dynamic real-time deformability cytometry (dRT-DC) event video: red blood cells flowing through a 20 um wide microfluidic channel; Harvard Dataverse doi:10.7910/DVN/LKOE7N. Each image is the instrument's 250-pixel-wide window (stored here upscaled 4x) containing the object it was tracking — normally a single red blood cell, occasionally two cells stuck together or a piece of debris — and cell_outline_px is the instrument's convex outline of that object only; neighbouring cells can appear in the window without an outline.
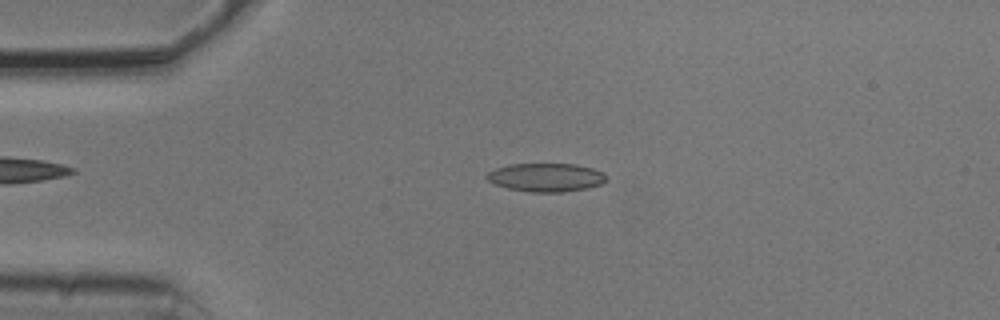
{"species": "common noctule bat (a hibernating species)", "species_latin": "Nyctalus noctula", "temperature_condition": "cold", "stored_images_in_passage": 52, "camera_frame_rate_fps": 3000, "um_per_image_px": 0.085, "animal": {"sex": "male", "body_mass_g": 20.5, "forearm_length_mm": 52.5}, "frame": {"image": 1, "passage_image": 11, "time_ms": 3.333, "image_size_px": [1000, 320], "cell_outline_px": [[604, 180], [600, 184], [588, 188], [564, 192], [528, 192], [508, 188], [496, 184], [488, 180], [484, 176], [488, 172], [496, 168], [508, 164], [576, 164], [592, 168], [604, 172]], "centroid_in_image_um": [46.38, 15.07], "position_along_channel_um": 38.6, "area_um2": 19.77}}
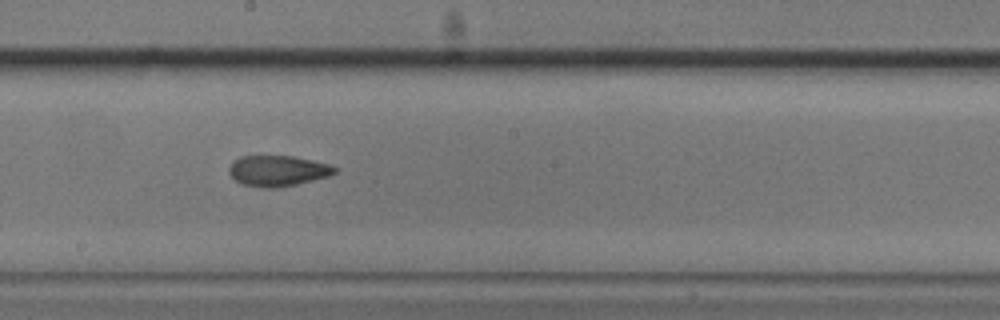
{"frame": {"image": 2, "passage_image": 28, "time_ms": 9.0, "image_size_px": [1000, 320], "cell_outline_px": [[336, 172], [328, 176], [296, 184], [276, 188], [260, 188], [240, 184], [228, 172], [228, 168], [232, 160], [240, 156], [292, 156], [312, 160], [328, 164], [336, 168]], "centroid_in_image_um": [23.54, 14.52], "position_along_channel_um": 224.7, "area_um2": 18.96}}
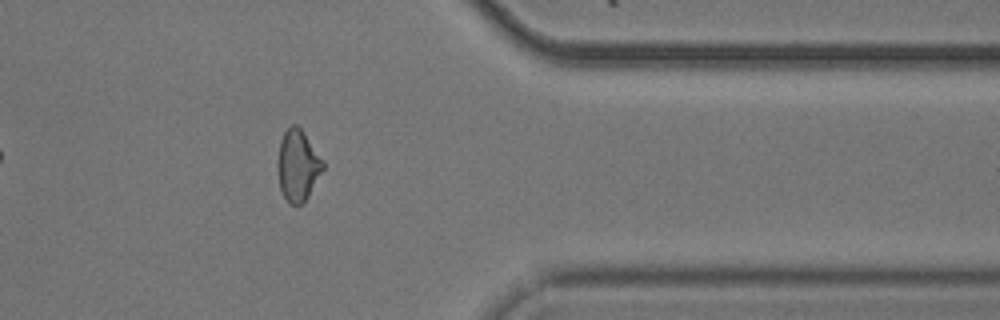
{"frame": {"image": 3, "passage_image": 42, "time_ms": 13.667, "image_size_px": [1000, 320], "cell_outline_px": [[324, 168], [308, 196], [300, 204], [288, 204], [280, 188], [276, 168], [276, 160], [280, 140], [284, 132], [292, 124], [296, 124], [304, 132], [324, 160]], "centroid_in_image_um": [25.29, 14.04], "position_along_channel_um": 386.1, "area_um2": 19.02}, "authors_computed_cell_mechanics": {"area_um2": 19.2474, "velocity_mm_per_s": 3.7762, "shape_relaxation_time_tau1_ms": 5.8396, "shape_relaxation_time_tau2_ms": 3.2215, "deformation_change_tau1": 0.1382, "deformation_change_tau2": 0.1}}